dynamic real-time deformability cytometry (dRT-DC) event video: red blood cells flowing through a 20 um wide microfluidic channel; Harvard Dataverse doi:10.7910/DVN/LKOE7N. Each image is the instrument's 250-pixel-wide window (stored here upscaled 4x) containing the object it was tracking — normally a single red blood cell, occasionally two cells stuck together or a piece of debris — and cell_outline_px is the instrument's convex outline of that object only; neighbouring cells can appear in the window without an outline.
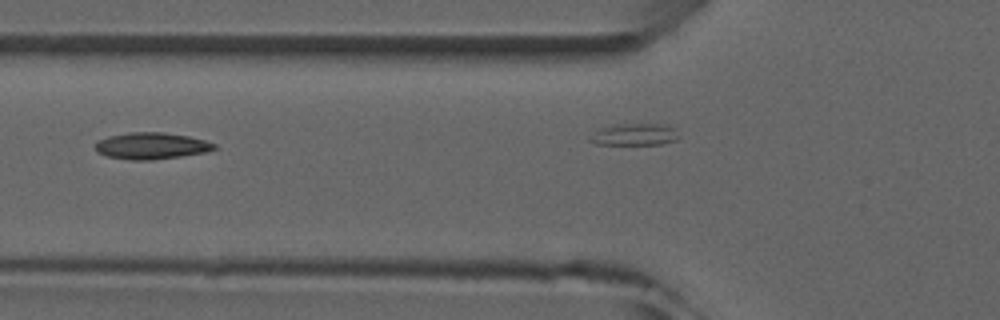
{"species": "common noctule bat (a hibernating species)", "species_latin": "Nyctalus noctula", "temperature_condition": "room temperature", "stored_images_in_passage": 6, "camera_frame_rate_fps": 3000, "um_per_image_px": 0.085, "animal": {"sex": "male", "forearm_length_mm": 52.5}, "frame": {"image": 1, "passage_image": 5, "time_ms": 5.667, "image_size_px": [1000, 320], "cell_outline_px": [[216, 148], [208, 152], [152, 160], [132, 160], [108, 156], [96, 152], [96, 144], [100, 140], [108, 136], [128, 132], [164, 132], [188, 136], [204, 140], [216, 144]], "centroid_in_image_um": [12.89, 12.39], "position_along_channel_um": 112.9, "area_um2": 18.38}}